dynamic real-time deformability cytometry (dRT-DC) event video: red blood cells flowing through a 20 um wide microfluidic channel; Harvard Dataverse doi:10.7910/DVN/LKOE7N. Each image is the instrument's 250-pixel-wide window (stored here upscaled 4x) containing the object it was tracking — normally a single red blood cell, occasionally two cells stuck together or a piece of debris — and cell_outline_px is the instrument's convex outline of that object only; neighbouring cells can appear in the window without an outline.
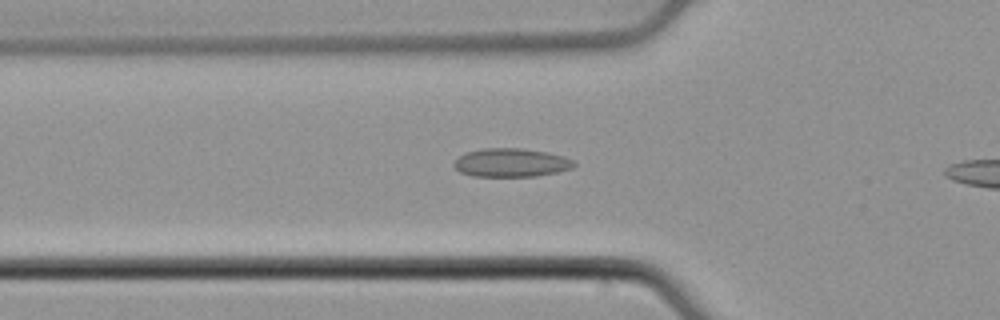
{"species": "common noctule bat (a hibernating species)", "species_latin": "Nyctalus noctula", "temperature_condition": "cold", "stored_images_in_passage": 39, "camera_frame_rate_fps": 3000, "um_per_image_px": 0.085, "animal": {"sex": "male", "body_mass_g": 21.5, "forearm_length_mm": 52.0}, "frame": {"image": 1, "passage_image": 11, "time_ms": 3.333, "image_size_px": [1000, 320], "cell_outline_px": [[576, 164], [572, 168], [556, 172], [536, 176], [472, 176], [460, 172], [452, 164], [460, 156], [468, 152], [484, 148], [524, 148], [548, 152], [564, 156], [572, 160]], "centroid_in_image_um": [43.46, 13.82], "position_along_channel_um": 82.3, "area_um2": 19.88}}
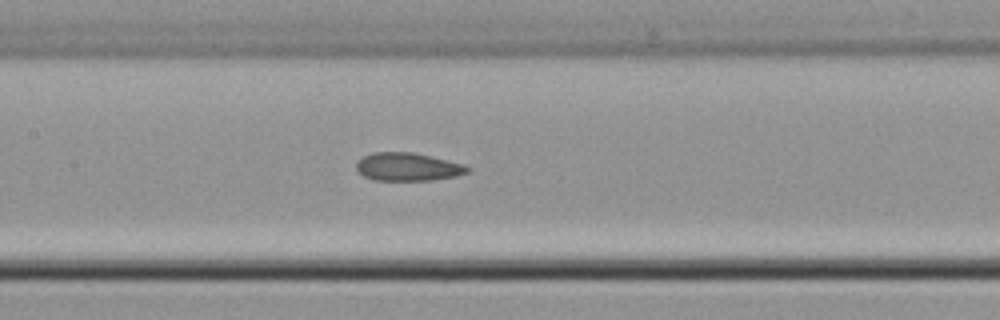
{"frame": {"image": 2, "passage_image": 18, "time_ms": 5.667, "image_size_px": [1000, 320], "cell_outline_px": [[472, 168], [468, 172], [456, 176], [432, 180], [376, 180], [364, 176], [356, 168], [356, 164], [364, 156], [372, 152], [412, 152], [464, 164]], "centroid_in_image_um": [34.69, 14.18], "position_along_channel_um": 172.7, "area_um2": 18.03}}
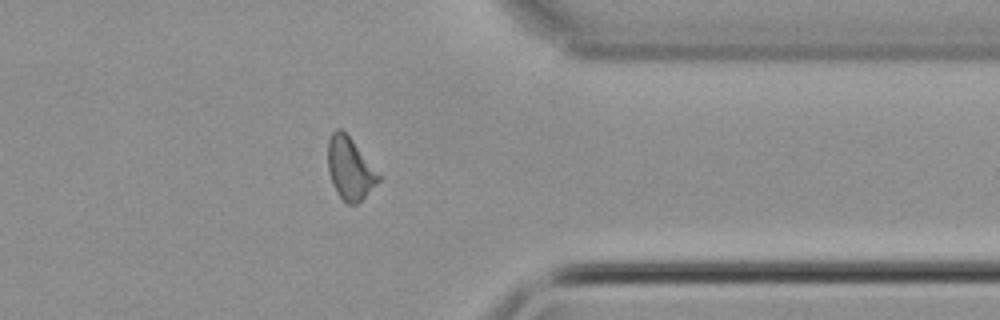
{"frame": {"image": 3, "passage_image": 35, "time_ms": 11.333, "image_size_px": [1000, 320], "cell_outline_px": [[380, 180], [356, 204], [348, 204], [336, 192], [332, 184], [328, 172], [328, 140], [332, 132], [336, 128], [340, 128], [352, 140], [380, 176]], "centroid_in_image_um": [29.7, 14.32], "position_along_channel_um": 381.7, "area_um2": 17.86}, "authors_computed_cell_mechanics": {"area_um2": 18.7272, "velocity_mm_per_s": 3.859, "shape_relaxation_time_tau1_ms": null, "shape_relaxation_time_tau2_ms": 2.2686, "deformation_change_tau1": null, "deformation_change_tau2": 0.0707}}